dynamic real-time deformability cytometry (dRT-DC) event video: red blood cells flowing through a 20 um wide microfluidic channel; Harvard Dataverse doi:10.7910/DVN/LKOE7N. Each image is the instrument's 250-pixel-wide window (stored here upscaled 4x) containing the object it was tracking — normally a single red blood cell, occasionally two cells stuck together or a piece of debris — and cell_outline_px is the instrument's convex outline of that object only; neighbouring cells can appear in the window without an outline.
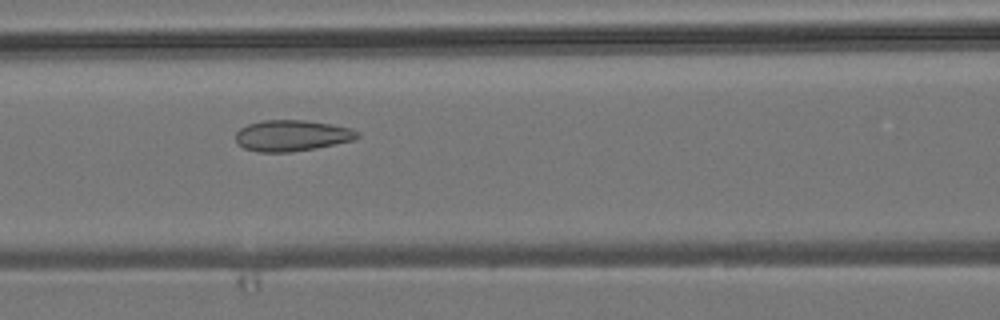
{"species": "common noctule bat (a hibernating species)", "species_latin": "Nyctalus noctula", "temperature_condition": "room temperature", "stored_images_in_passage": 7, "camera_frame_rate_fps": 3000, "um_per_image_px": 0.085, "animal": {"sex": "male", "body_mass_g": 19.2, "forearm_length_mm": 51.8}, "frame": {"image": 1, "passage_image": 6, "time_ms": 7.667, "image_size_px": [1000, 320], "cell_outline_px": [[360, 136], [352, 140], [316, 148], [292, 152], [260, 152], [244, 148], [236, 140], [236, 132], [240, 128], [248, 124], [264, 120], [304, 120], [332, 124], [352, 128], [360, 132]], "centroid_in_image_um": [24.83, 11.52], "position_along_channel_um": 141.8, "area_um2": 22.02}}
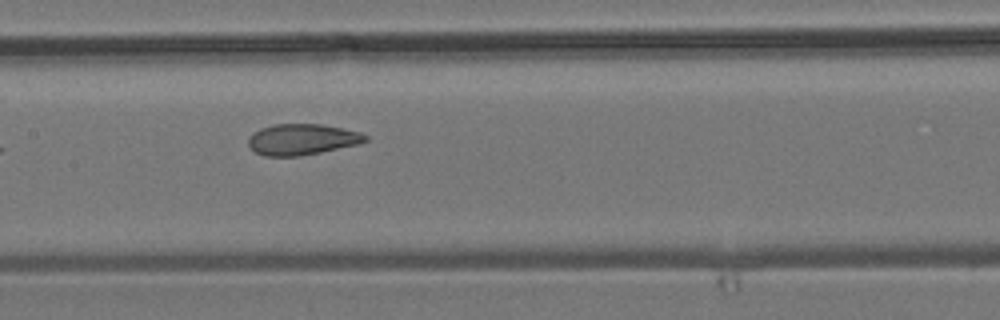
{"frame": {"image": 2, "passage_image": 7, "time_ms": 8.667, "image_size_px": [1000, 320], "cell_outline_px": [[368, 140], [360, 144], [300, 156], [264, 156], [256, 152], [248, 144], [248, 136], [252, 132], [260, 128], [272, 124], [320, 124], [360, 132], [368, 136]], "centroid_in_image_um": [25.65, 11.85], "position_along_channel_um": 181.7, "area_um2": 21.21}}